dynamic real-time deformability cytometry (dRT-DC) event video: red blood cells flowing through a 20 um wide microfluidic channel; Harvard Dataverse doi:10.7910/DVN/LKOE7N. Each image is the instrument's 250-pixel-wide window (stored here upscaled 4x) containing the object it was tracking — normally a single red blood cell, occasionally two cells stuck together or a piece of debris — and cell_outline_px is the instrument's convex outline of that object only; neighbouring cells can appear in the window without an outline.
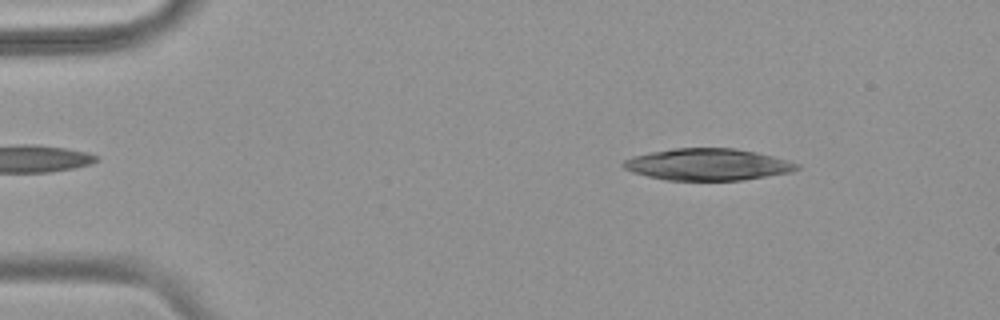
{"species": "common noctule bat (a hibernating species)", "species_latin": "Nyctalus noctula", "temperature_condition": "warm", "stored_images_in_passage": 53, "camera_frame_rate_fps": 3000, "um_per_image_px": 0.085, "animal": {"sex": "female", "body_mass_g": 18.4}, "frame": {"image": 1, "passage_image": 7, "time_ms": 2.0, "image_size_px": [1000, 320], "cell_outline_px": [[800, 168], [792, 172], [740, 180], [664, 180], [632, 172], [624, 168], [620, 164], [624, 160], [632, 156], [648, 152], [676, 148], [736, 148], [756, 152], [788, 160], [800, 164]], "centroid_in_image_um": [60.14, 13.97], "position_along_channel_um": 24.9, "area_um2": 32.19}}
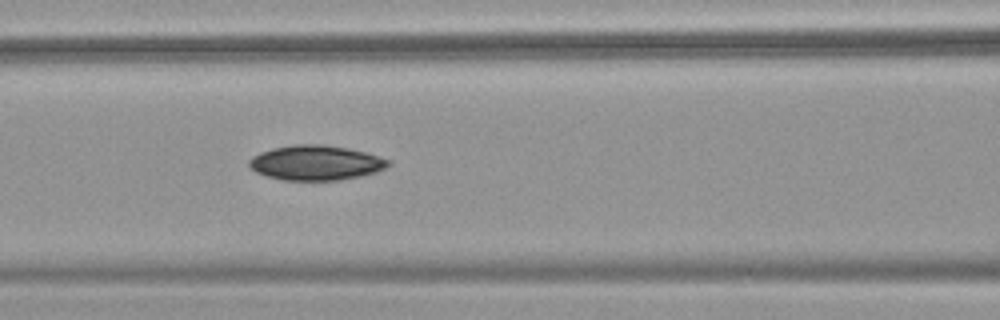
{"frame": {"image": 2, "passage_image": 23, "time_ms": 7.333, "image_size_px": [1000, 320], "cell_outline_px": [[392, 164], [376, 172], [360, 176], [340, 180], [284, 180], [268, 176], [256, 172], [248, 164], [248, 160], [252, 156], [260, 152], [272, 148], [296, 144], [320, 144], [348, 148], [364, 152], [392, 160]], "centroid_in_image_um": [26.86, 13.83], "position_along_channel_um": 139.7, "area_um2": 28.26}}
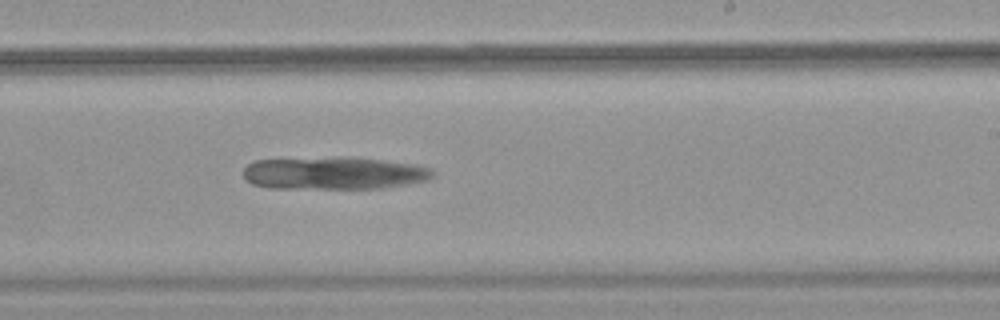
{"frame": {"image": 3, "passage_image": 33, "time_ms": 10.667, "image_size_px": [1000, 320], "cell_outline_px": [[436, 172], [428, 180], [408, 184], [380, 188], [268, 188], [252, 184], [244, 180], [244, 168], [248, 164], [256, 160], [380, 160], [412, 164], [428, 168]], "centroid_in_image_um": [28.36, 14.78], "position_along_channel_um": 260.6, "area_um2": 34.28}}